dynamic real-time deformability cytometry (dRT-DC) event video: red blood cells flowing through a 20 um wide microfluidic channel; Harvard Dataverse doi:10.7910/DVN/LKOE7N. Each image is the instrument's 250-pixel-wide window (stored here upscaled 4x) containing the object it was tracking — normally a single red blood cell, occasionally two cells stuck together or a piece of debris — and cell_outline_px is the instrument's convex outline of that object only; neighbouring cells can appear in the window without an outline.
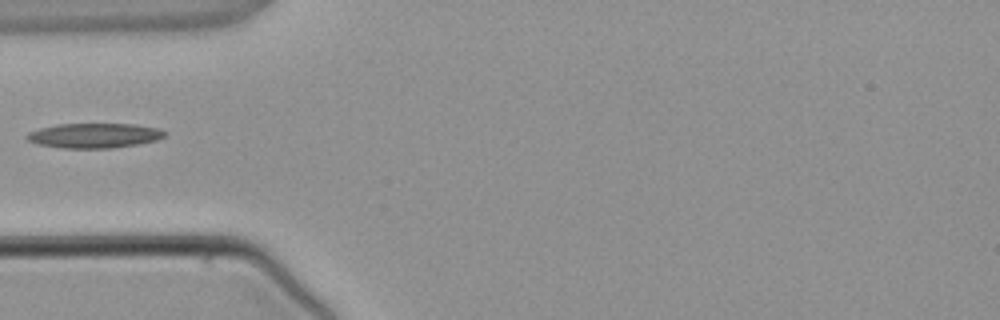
{"species": "common noctule bat (a hibernating species)", "species_latin": "Nyctalus noctula", "temperature_condition": "warm", "stored_images_in_passage": 3, "camera_frame_rate_fps": 3000, "um_per_image_px": 0.085, "animal": {"sex": "male", "body_mass_g": 21.5, "forearm_length_mm": 52.0}, "frame": {"image": 1, "passage_image": 3, "time_ms": 3.333, "image_size_px": [1000, 320], "cell_outline_px": [[168, 132], [164, 136], [156, 140], [140, 144], [112, 148], [64, 148], [36, 144], [28, 140], [24, 136], [28, 132], [40, 128], [56, 124], [132, 124], [160, 128]], "centroid_in_image_um": [8.01, 11.52], "position_along_channel_um": 77.0, "area_um2": 20.06}}